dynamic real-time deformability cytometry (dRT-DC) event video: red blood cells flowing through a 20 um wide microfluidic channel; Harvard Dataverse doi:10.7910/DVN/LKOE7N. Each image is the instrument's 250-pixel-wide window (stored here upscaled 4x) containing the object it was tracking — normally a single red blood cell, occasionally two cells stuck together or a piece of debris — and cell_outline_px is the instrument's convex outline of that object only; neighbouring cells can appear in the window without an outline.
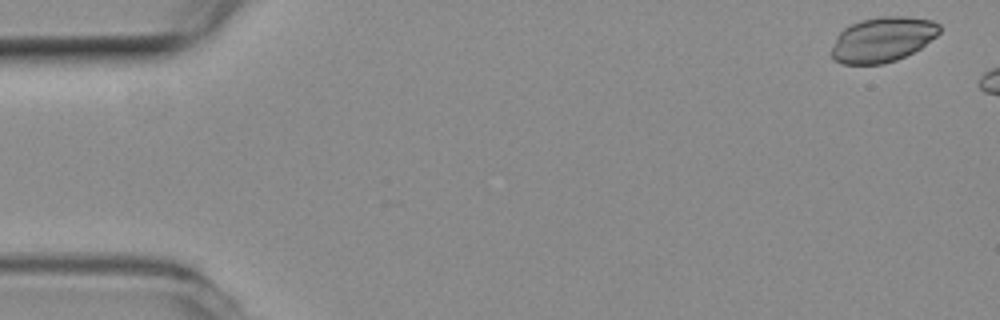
{"species": "common noctule bat (a hibernating species)", "species_latin": "Nyctalus noctula", "temperature_condition": "room temperature", "stored_images_in_passage": 4, "camera_frame_rate_fps": 3000, "um_per_image_px": 0.085, "animal": {"sex": "female", "body_mass_g": 19.3, "forearm_length_mm": 54.1}, "frame": {"image": 1, "passage_image": 1, "time_ms": 0.0, "image_size_px": [1000, 320], "cell_outline_px": [[940, 32], [936, 36], [920, 48], [896, 60], [884, 64], [840, 64], [832, 60], [832, 48], [836, 36], [844, 28], [860, 20], [884, 16], [904, 16], [932, 20], [940, 24]], "centroid_in_image_um": [75.0, 3.36], "position_along_channel_um": 10.0, "area_um2": 28.32}}